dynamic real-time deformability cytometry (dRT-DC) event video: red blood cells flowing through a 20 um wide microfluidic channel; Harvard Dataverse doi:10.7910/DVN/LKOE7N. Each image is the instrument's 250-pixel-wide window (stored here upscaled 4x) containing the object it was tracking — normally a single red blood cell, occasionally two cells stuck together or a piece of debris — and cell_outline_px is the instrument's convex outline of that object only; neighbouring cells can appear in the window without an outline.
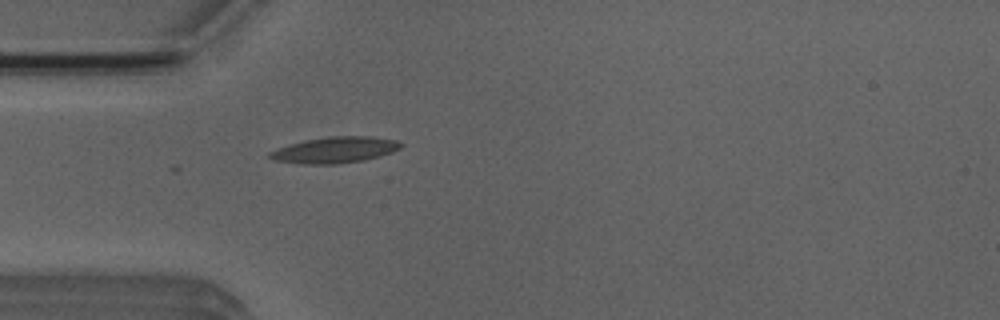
{"species": "Egyptian fruit bat (a non-hibernating species)", "species_latin": "Rousettus aegyptiacus", "temperature_condition": "room temperature", "stored_images_in_passage": 1, "camera_frame_rate_fps": 3000, "um_per_image_px": 0.085, "animal": {"sex": "male"}, "frame": {"image": 1, "passage_image": 1, "time_ms": 0.0, "image_size_px": [1000, 320], "cell_outline_px": [[404, 144], [400, 148], [392, 152], [380, 156], [364, 160], [336, 164], [304, 164], [272, 160], [268, 156], [268, 152], [276, 148], [288, 144], [304, 140], [328, 136], [372, 136], [396, 140]], "centroid_in_image_um": [28.44, 12.74], "position_along_channel_um": 56.6, "area_um2": 20.17}}